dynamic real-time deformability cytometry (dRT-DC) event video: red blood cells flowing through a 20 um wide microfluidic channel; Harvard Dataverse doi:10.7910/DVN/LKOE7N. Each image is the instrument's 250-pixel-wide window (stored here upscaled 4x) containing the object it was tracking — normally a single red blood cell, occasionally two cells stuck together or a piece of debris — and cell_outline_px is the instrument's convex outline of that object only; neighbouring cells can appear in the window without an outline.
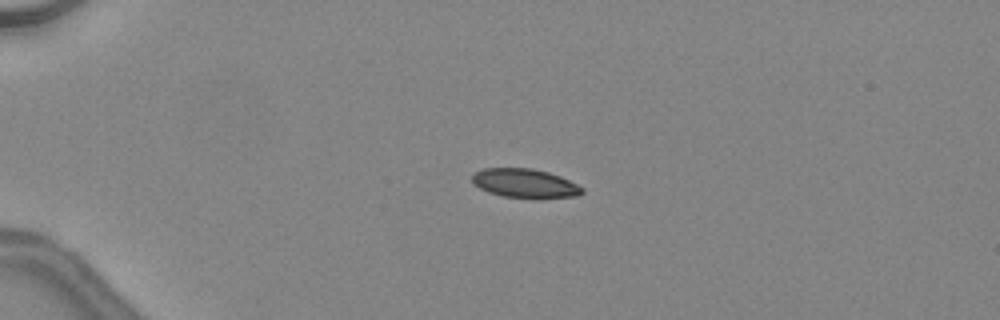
{"species": "common noctule bat (a hibernating species)", "species_latin": "Nyctalus noctula", "temperature_condition": "warm", "stored_images_in_passage": 36, "camera_frame_rate_fps": 3000, "um_per_image_px": 0.085, "animal": {"sex": "female", "body_mass_g": 24.6, "forearm_length_mm": 56.2}, "frame": {"image": 1, "passage_image": 1, "time_ms": 0.0, "image_size_px": [1000, 320], "cell_outline_px": [[584, 192], [580, 196], [544, 200], [532, 200], [504, 196], [488, 192], [480, 188], [472, 180], [472, 176], [476, 172], [484, 168], [532, 168], [548, 172], [560, 176], [584, 188]], "centroid_in_image_um": [44.7, 15.62], "position_along_channel_um": 40.3, "area_um2": 19.13}, "authors_computed_cell_mechanics": {"area_um2": 19.6231, "velocity_mm_per_s": 4.5393, "shape_relaxation_time_tau1_ms": 9.9271, "shape_relaxation_time_tau2_ms": 1.875, "deformation_change_tau1": 0.2128, "deformation_change_tau2": 0.0672}}